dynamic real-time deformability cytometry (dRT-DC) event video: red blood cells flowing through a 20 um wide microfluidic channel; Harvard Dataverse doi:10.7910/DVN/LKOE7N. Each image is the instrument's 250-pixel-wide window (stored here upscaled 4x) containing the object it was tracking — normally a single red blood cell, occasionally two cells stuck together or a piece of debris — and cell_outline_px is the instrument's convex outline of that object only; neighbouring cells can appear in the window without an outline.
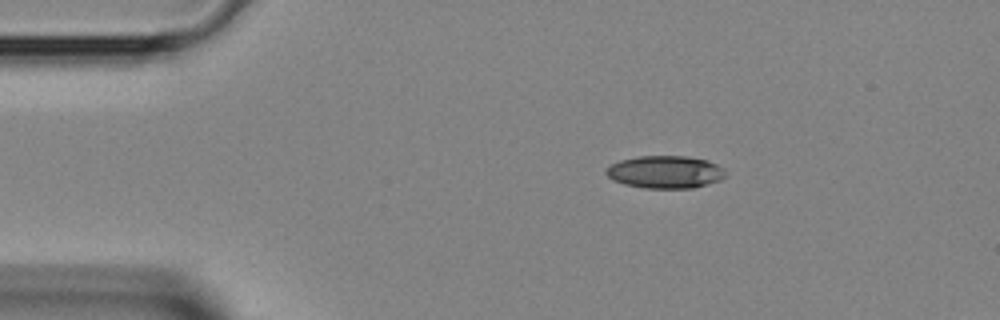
{"species": "Egyptian fruit bat (a non-hibernating species)", "species_latin": "Rousettus aegyptiacus", "temperature_condition": "room temperature", "stored_images_in_passage": 2, "camera_frame_rate_fps": 3000, "um_per_image_px": 0.085, "animal": {"sex": "female"}, "frame": {"image": 1, "passage_image": 1, "time_ms": 0.0, "image_size_px": [1000, 320], "cell_outline_px": [[728, 172], [720, 180], [692, 188], [644, 188], [624, 184], [612, 180], [604, 172], [604, 168], [620, 160], [636, 156], [688, 156], [708, 160], [724, 168]], "centroid_in_image_um": [56.53, 14.61], "position_along_channel_um": 28.5, "area_um2": 22.89}}